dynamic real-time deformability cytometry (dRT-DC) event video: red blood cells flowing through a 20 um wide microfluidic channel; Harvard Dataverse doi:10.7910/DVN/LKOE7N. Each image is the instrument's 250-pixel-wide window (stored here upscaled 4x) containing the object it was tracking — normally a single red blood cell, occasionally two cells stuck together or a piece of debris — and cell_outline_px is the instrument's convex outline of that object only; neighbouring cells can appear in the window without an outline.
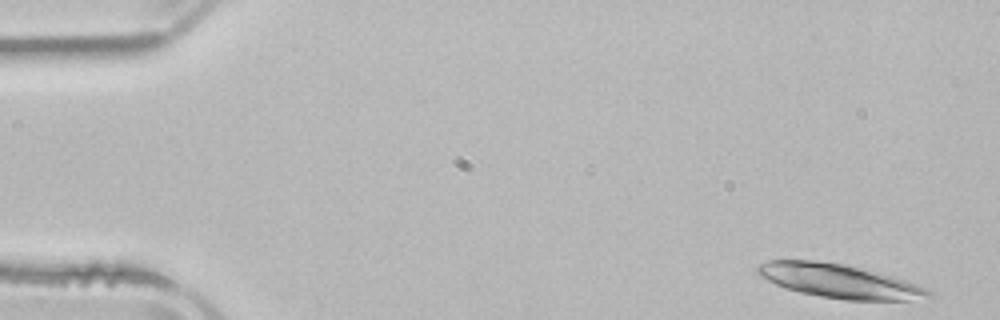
{"species": "common noctule bat (a hibernating species)", "species_latin": "Nyctalus noctula", "temperature_condition": "room temperature", "stored_images_in_passage": 4, "segment_of_instrument_passage": [2, 2], "camera_frame_rate_fps": 3000, "um_per_image_px": 0.085, "animal": {"sex": "male", "body_mass_g": 21.5, "forearm_length_mm": 52.0}, "frame": {"image": 1, "passage_image": 4, "time_ms": 4.0, "image_size_px": [1000, 320], "cell_outline_px": [[932, 296], [908, 300], [844, 300], [820, 296], [800, 292], [784, 288], [760, 276], [756, 272], [756, 268], [760, 264], [768, 260], [812, 260], [844, 264], [892, 276], [916, 284], [932, 292]], "centroid_in_image_um": [71.28, 23.89], "position_along_channel_um": 13.7, "area_um2": 33.35}}